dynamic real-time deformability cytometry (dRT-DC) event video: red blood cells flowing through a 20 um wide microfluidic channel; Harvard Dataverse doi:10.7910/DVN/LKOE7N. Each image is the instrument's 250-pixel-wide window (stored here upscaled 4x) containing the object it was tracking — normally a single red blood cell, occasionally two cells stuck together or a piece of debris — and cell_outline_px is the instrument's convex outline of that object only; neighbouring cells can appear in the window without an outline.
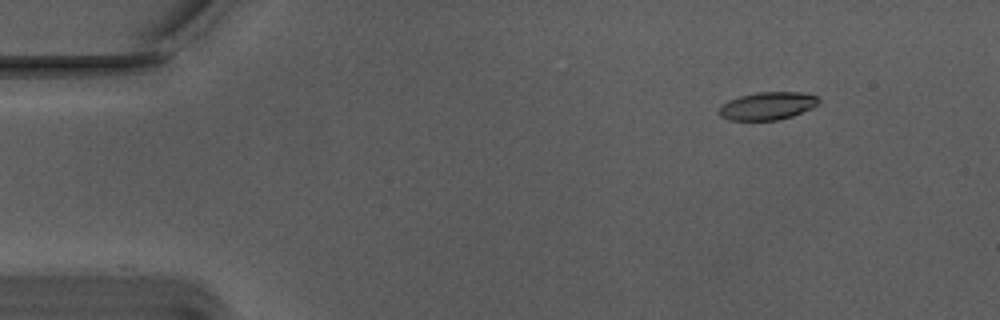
{"species": "Egyptian fruit bat (a non-hibernating species)", "species_latin": "Rousettus aegyptiacus", "temperature_condition": "warm", "stored_images_in_passage": 43, "camera_frame_rate_fps": 3000, "um_per_image_px": 0.085, "animal": {"sex": "male"}, "frame": {"image": 1, "passage_image": 1, "time_ms": 0.0, "image_size_px": [1000, 320], "cell_outline_px": [[820, 104], [812, 108], [792, 116], [776, 120], [728, 120], [720, 116], [720, 108], [728, 100], [740, 96], [756, 92], [800, 92], [816, 96], [820, 100]], "centroid_in_image_um": [65.26, 9.0], "position_along_channel_um": 19.7, "area_um2": 16.07}}
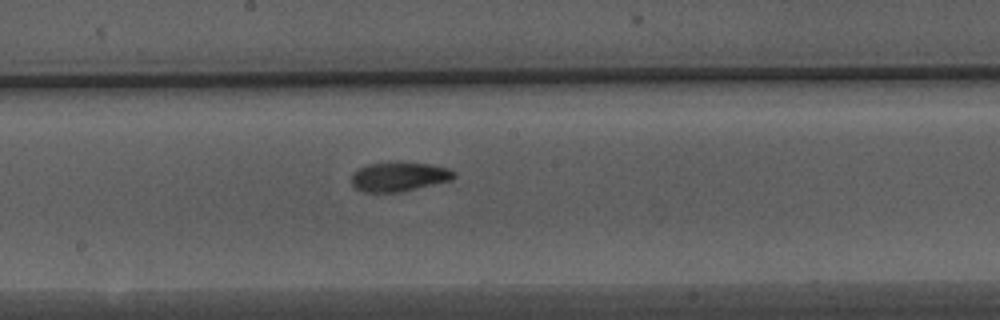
{"frame": {"image": 2, "passage_image": 24, "time_ms": 7.667, "image_size_px": [1000, 320], "cell_outline_px": [[456, 176], [452, 180], [400, 192], [364, 192], [356, 188], [352, 184], [352, 176], [360, 168], [368, 164], [396, 160], [432, 164], [448, 168], [456, 172]], "centroid_in_image_um": [33.96, 14.99], "position_along_channel_um": 214.2, "area_um2": 17.86}}
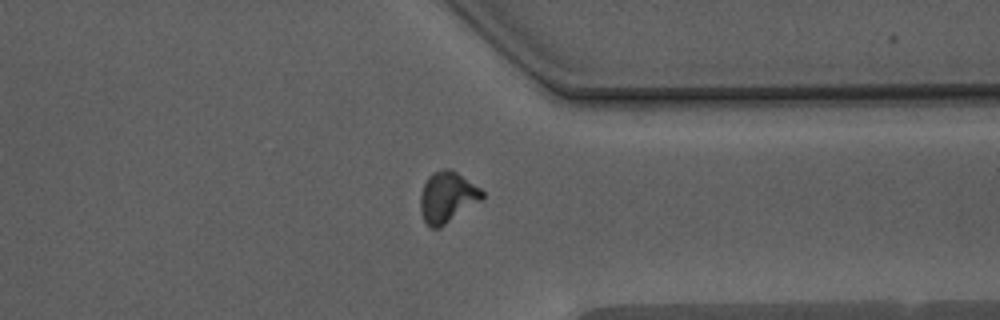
{"frame": {"image": 3, "passage_image": 37, "time_ms": 12.0, "image_size_px": [1000, 320], "cell_outline_px": [[484, 196], [480, 200], [440, 228], [428, 228], [420, 212], [420, 196], [424, 184], [428, 176], [432, 172], [444, 168], [448, 168], [456, 172], [480, 188], [484, 192]], "centroid_in_image_um": [37.98, 16.76], "position_along_channel_um": 373.4, "area_um2": 18.21}}